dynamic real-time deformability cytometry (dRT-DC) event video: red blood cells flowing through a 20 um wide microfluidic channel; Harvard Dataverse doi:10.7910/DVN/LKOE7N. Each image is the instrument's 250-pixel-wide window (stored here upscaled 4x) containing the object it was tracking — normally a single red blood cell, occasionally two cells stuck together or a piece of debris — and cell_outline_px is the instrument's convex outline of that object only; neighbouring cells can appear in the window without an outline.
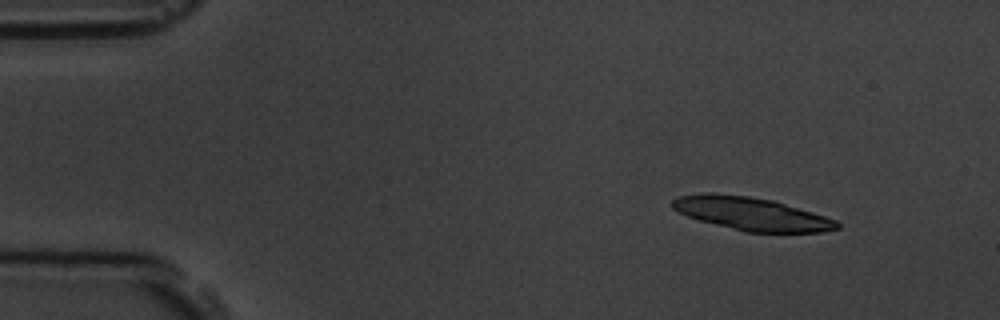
{"species": "common noctule bat (a hibernating species)", "species_latin": "Nyctalus noctula", "temperature_condition": "room temperature", "stored_images_in_passage": 5, "camera_frame_rate_fps": 3000, "um_per_image_px": 0.085, "animal": {"sex": "male", "body_mass_g": 19.5, "forearm_length_mm": 54.6}, "frame": {"image": 1, "passage_image": 1, "time_ms": 0.0, "image_size_px": [1000, 320], "cell_outline_px": [[840, 228], [820, 232], [744, 232], [700, 220], [688, 216], [672, 208], [672, 200], [680, 196], [704, 192], [708, 192], [748, 196], [772, 200], [812, 212], [836, 220], [840, 224]], "centroid_in_image_um": [63.86, 18.17], "position_along_channel_um": 21.1, "area_um2": 31.44}}